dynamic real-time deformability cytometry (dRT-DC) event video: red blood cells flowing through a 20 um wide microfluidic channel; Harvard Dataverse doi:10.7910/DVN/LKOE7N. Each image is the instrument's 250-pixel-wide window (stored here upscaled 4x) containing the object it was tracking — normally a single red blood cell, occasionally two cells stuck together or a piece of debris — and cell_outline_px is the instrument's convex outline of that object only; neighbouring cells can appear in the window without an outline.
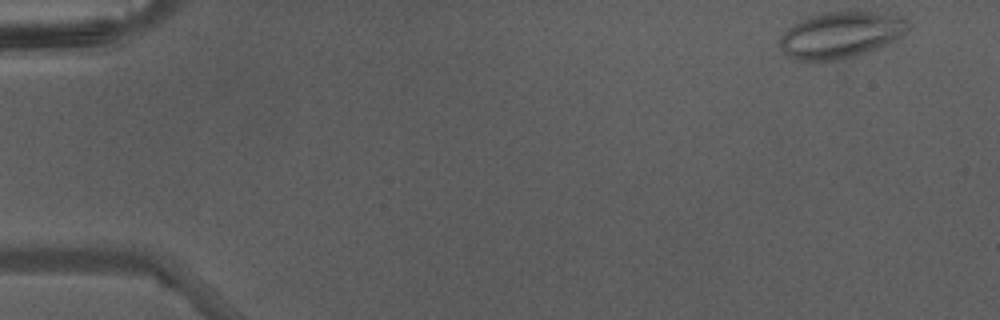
{"species": "Egyptian fruit bat (a non-hibernating species)", "species_latin": "Rousettus aegyptiacus", "temperature_condition": "warm", "stored_images_in_passage": 33, "camera_frame_rate_fps": 3000, "um_per_image_px": 0.085, "animal": {"sex": "male"}, "frame": {"image": 1, "passage_image": 1, "time_ms": 0.0, "image_size_px": [1000, 320], "cell_outline_px": [[912, 24], [908, 32], [896, 40], [876, 48], [844, 60], [796, 60], [788, 56], [780, 48], [780, 36], [792, 24], [800, 20], [824, 12], [872, 12], [904, 16]], "centroid_in_image_um": [71.51, 2.96], "position_along_channel_um": 13.5, "area_um2": 34.74}}
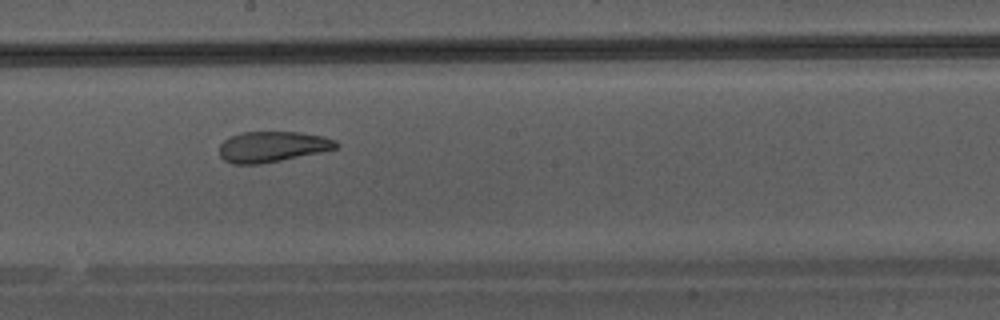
{"frame": {"image": 2, "passage_image": 24, "time_ms": 7.667, "image_size_px": [1000, 320], "cell_outline_px": [[340, 144], [336, 148], [320, 152], [260, 164], [232, 164], [224, 160], [220, 156], [220, 144], [224, 140], [240, 132], [300, 132], [324, 136], [336, 140]], "centroid_in_image_um": [23.15, 12.46], "position_along_channel_um": 225.1, "area_um2": 20.81}}
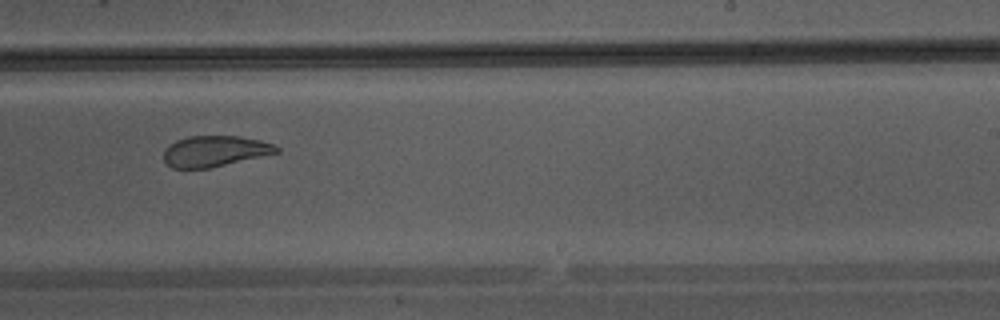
{"frame": {"image": 3, "passage_image": 27, "time_ms": 8.667, "image_size_px": [1000, 320], "cell_outline_px": [[280, 152], [208, 168], [172, 168], [164, 160], [164, 152], [168, 144], [176, 140], [188, 136], [240, 136], [260, 140], [272, 144], [280, 148]], "centroid_in_image_um": [18.25, 12.84], "position_along_channel_um": 270.8, "area_um2": 20.17}}